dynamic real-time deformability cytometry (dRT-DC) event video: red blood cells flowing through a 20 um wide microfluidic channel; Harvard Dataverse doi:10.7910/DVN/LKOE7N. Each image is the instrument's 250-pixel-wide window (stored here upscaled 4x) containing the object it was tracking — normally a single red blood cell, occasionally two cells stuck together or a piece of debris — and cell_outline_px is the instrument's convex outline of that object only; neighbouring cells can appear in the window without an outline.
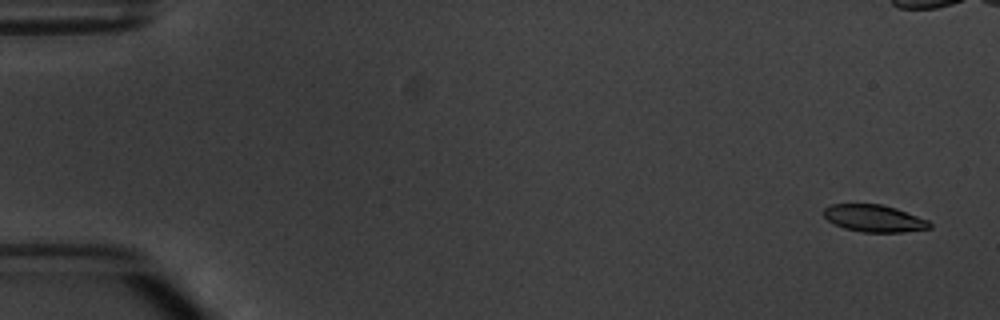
{"species": "common noctule bat (a hibernating species)", "species_latin": "Nyctalus noctula", "temperature_condition": "warm", "stored_images_in_passage": 6, "camera_frame_rate_fps": 3000, "um_per_image_px": 0.085, "animal": {"sex": "male", "body_mass_g": 20.1, "forearm_length_mm": 53.5}, "frame": {"image": 1, "passage_image": 1, "time_ms": 0.0, "image_size_px": [1000, 320], "cell_outline_px": [[932, 228], [904, 232], [864, 232], [844, 228], [828, 220], [824, 216], [824, 208], [832, 204], [880, 204], [896, 208], [928, 220], [932, 224]], "centroid_in_image_um": [74.33, 18.56], "position_along_channel_um": 10.7, "area_um2": 16.65}}
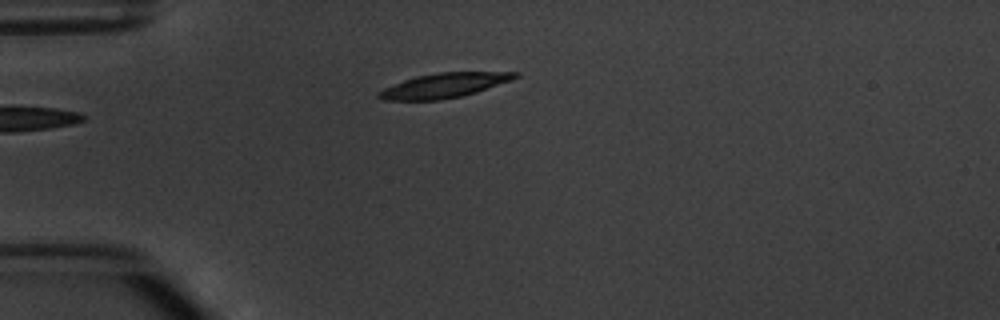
{"frame": {"image": 2, "passage_image": 6, "time_ms": 6.667, "image_size_px": [1000, 320], "cell_outline_px": [[520, 76], [512, 80], [476, 92], [460, 96], [440, 100], [380, 100], [376, 96], [376, 92], [392, 84], [404, 80], [420, 76], [440, 72], [520, 72]], "centroid_in_image_um": [37.73, 7.27], "position_along_channel_um": 47.3, "area_um2": 19.48}}